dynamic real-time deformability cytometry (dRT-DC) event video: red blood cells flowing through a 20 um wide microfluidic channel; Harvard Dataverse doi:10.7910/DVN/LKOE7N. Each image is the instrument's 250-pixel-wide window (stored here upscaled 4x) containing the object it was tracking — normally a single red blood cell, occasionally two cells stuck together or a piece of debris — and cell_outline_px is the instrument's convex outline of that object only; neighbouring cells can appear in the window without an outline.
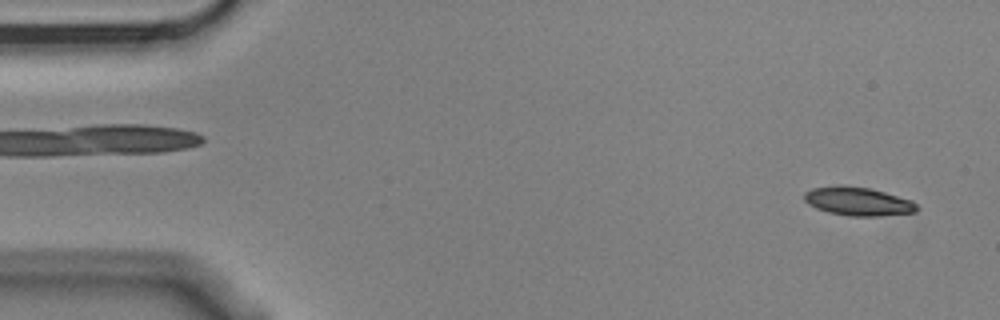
{"species": "Egyptian fruit bat (a non-hibernating species)", "species_latin": "Rousettus aegyptiacus", "temperature_condition": "cold", "stored_images_in_passage": 4, "segment_of_instrument_passage": [2, 2], "camera_frame_rate_fps": 3000, "um_per_image_px": 0.085, "animal": {"sex": "male"}, "frame": {"image": 1, "passage_image": 4, "time_ms": 1.0, "image_size_px": [1000, 320], "cell_outline_px": [[920, 208], [916, 212], [876, 216], [848, 216], [828, 212], [816, 208], [808, 204], [804, 200], [804, 192], [812, 188], [840, 184], [868, 188], [884, 192], [912, 200]], "centroid_in_image_um": [72.91, 17.11], "position_along_channel_um": 12.1, "area_um2": 18.84}}